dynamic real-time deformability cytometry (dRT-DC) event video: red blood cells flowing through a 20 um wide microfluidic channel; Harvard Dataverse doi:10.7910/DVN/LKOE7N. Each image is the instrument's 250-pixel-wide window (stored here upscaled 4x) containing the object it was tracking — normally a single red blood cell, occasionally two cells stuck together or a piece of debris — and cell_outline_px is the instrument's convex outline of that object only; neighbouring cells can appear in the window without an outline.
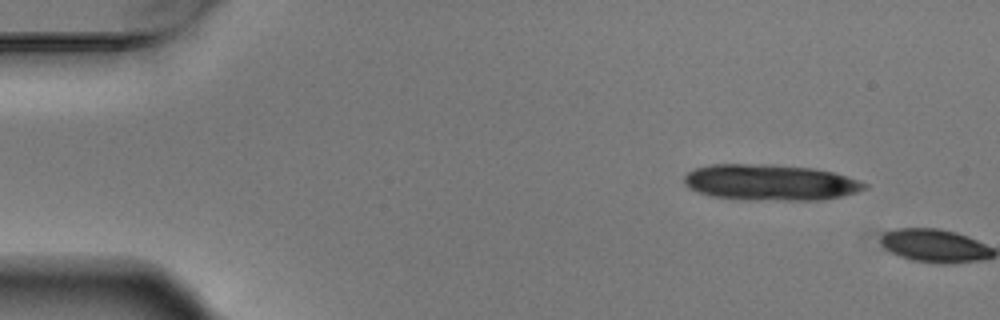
{"species": "Egyptian fruit bat (a non-hibernating species)", "species_latin": "Rousettus aegyptiacus", "temperature_condition": "warm", "stored_images_in_passage": 5, "camera_frame_rate_fps": 3000, "um_per_image_px": 0.085, "animal": {"sex": "male"}, "frame": {"image": 1, "passage_image": 1, "time_ms": 0.0, "image_size_px": [1000, 320], "cell_outline_px": [[868, 188], [856, 192], [824, 200], [752, 200], [712, 196], [688, 188], [684, 184], [684, 176], [688, 172], [696, 168], [712, 164], [772, 164], [812, 168], [832, 172], [868, 184]], "centroid_in_image_um": [65.45, 15.5], "position_along_channel_um": 19.5, "area_um2": 37.74}}
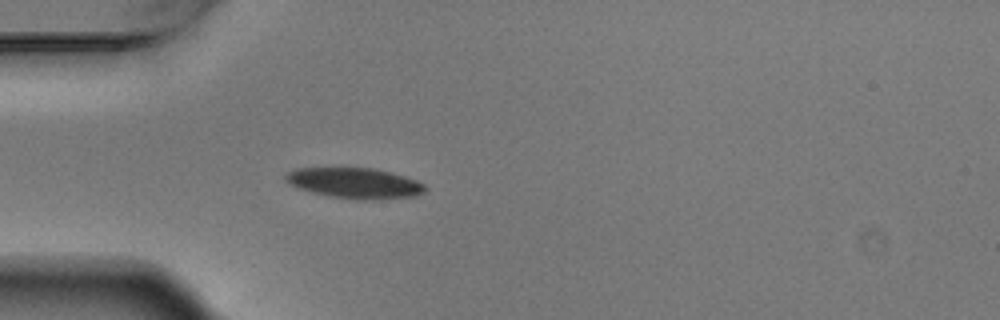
{"frame": {"image": 2, "passage_image": 5, "time_ms": 1.333, "image_size_px": [1000, 320], "cell_outline_px": [[428, 188], [424, 192], [416, 196], [376, 200], [356, 200], [328, 196], [300, 188], [284, 180], [284, 176], [288, 172], [296, 168], [372, 168], [404, 176], [416, 180], [424, 184]], "centroid_in_image_um": [30.19, 15.58], "position_along_channel_um": 54.8, "area_um2": 24.8}}